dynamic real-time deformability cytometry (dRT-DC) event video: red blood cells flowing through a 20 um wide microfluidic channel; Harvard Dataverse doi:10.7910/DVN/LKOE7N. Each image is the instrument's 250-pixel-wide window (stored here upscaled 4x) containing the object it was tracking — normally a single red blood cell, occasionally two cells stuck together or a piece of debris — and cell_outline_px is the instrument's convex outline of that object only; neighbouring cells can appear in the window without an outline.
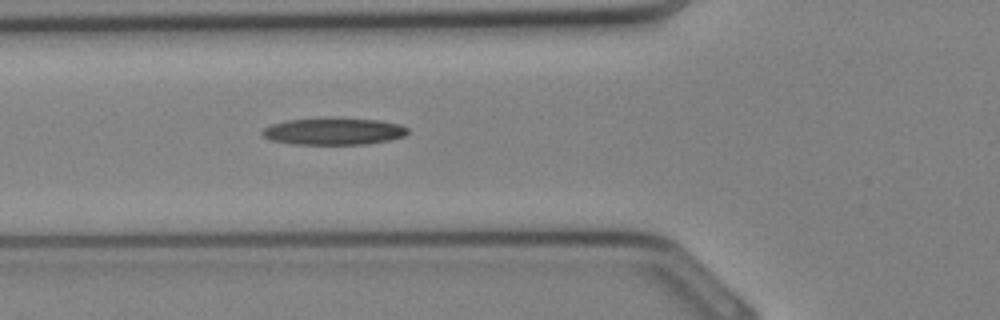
{"species": "Egyptian fruit bat (a non-hibernating species)", "species_latin": "Rousettus aegyptiacus", "temperature_condition": "cold", "stored_images_in_passage": 23, "camera_frame_rate_fps": 3000, "um_per_image_px": 0.085, "animal": {"sex": "female"}, "frame": {"image": 1, "passage_image": 2, "time_ms": 0.333, "image_size_px": [1000, 320], "cell_outline_px": [[408, 132], [404, 136], [388, 140], [368, 144], [292, 144], [272, 140], [264, 136], [260, 132], [264, 128], [272, 124], [284, 120], [328, 116], [336, 116], [380, 120], [400, 124], [408, 128]], "centroid_in_image_um": [28.36, 11.12], "position_along_channel_um": 97.4, "area_um2": 23.52}}
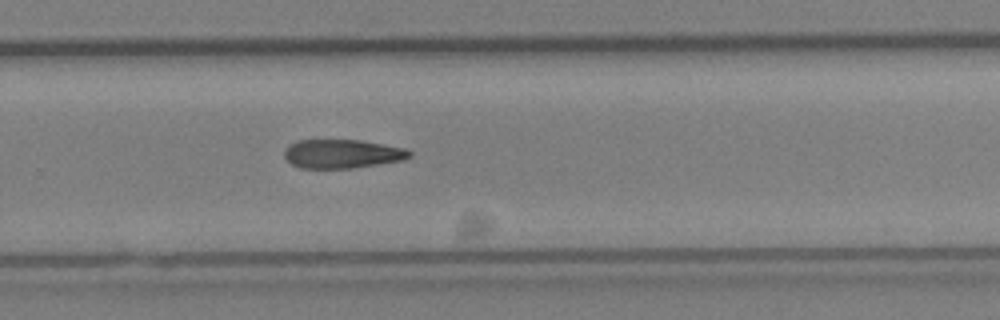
{"frame": {"image": 2, "passage_image": 12, "time_ms": 3.667, "image_size_px": [1000, 320], "cell_outline_px": [[412, 156], [404, 160], [352, 168], [300, 168], [292, 164], [284, 156], [284, 148], [288, 144], [300, 140], [360, 140], [404, 148], [412, 152]], "centroid_in_image_um": [29.07, 13.07], "position_along_channel_um": 300.7, "area_um2": 21.04}}
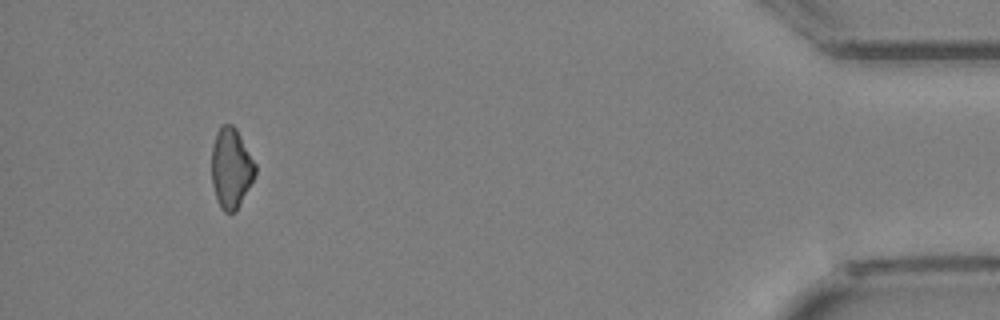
{"frame": {"image": 3, "passage_image": 21, "time_ms": 6.667, "image_size_px": [1000, 320], "cell_outline_px": [[256, 172], [240, 204], [232, 212], [224, 212], [220, 208], [216, 200], [212, 184], [212, 144], [216, 132], [220, 124], [232, 124], [236, 128], [256, 164]], "centroid_in_image_um": [19.62, 14.26], "position_along_channel_um": 415.6, "area_um2": 20.35}}